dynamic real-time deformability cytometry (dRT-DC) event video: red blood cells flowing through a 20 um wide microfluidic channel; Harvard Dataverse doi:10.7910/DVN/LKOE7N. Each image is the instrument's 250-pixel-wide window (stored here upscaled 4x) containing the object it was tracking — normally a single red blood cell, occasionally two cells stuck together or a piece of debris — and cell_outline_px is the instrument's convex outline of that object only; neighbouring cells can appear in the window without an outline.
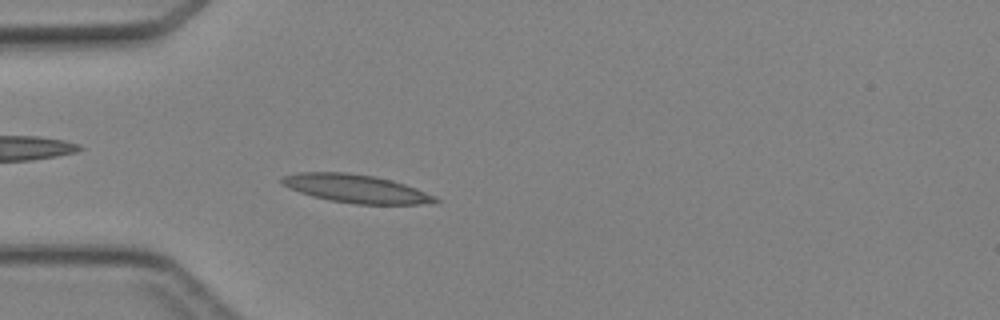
{"species": "Egyptian fruit bat (a non-hibernating species)", "species_latin": "Rousettus aegyptiacus", "temperature_condition": "cold", "stored_images_in_passage": 45, "camera_frame_rate_fps": 3000, "um_per_image_px": 0.085, "animal": {"sex": "female"}, "frame": {"image": 1, "passage_image": 13, "time_ms": 4.0, "image_size_px": [1000, 320], "cell_outline_px": [[440, 200], [432, 204], [356, 204], [332, 200], [312, 196], [300, 192], [280, 184], [280, 180], [284, 176], [296, 172], [348, 172], [376, 176], [392, 180], [416, 188], [436, 196]], "centroid_in_image_um": [30.28, 16.03], "position_along_channel_um": 54.7, "area_um2": 25.32}}
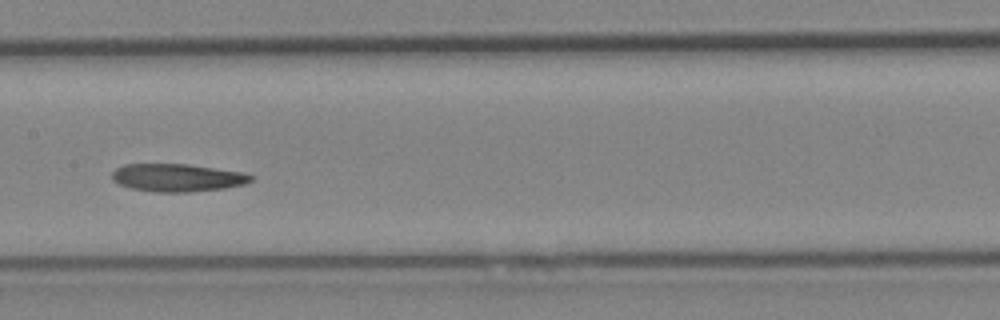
{"frame": {"image": 2, "passage_image": 23, "time_ms": 7.333, "image_size_px": [1000, 320], "cell_outline_px": [[256, 176], [252, 180], [244, 184], [224, 188], [188, 192], [156, 192], [132, 188], [120, 184], [112, 180], [112, 172], [116, 168], [124, 164], [188, 164], [244, 172]], "centroid_in_image_um": [15.1, 15.09], "position_along_channel_um": 192.3, "area_um2": 22.54}}
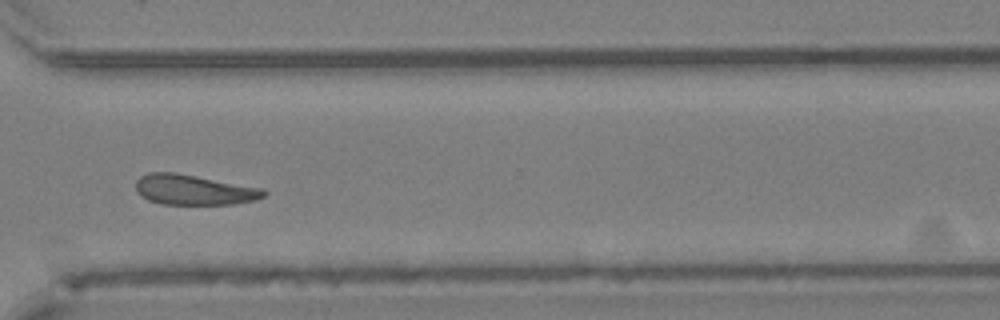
{"frame": {"image": 3, "passage_image": 34, "time_ms": 11.0, "image_size_px": [1000, 320], "cell_outline_px": [[268, 192], [264, 196], [256, 200], [232, 204], [164, 204], [148, 200], [136, 192], [136, 180], [140, 176], [148, 172], [176, 172], [264, 188]], "centroid_in_image_um": [16.49, 16.12], "position_along_channel_um": 354.1, "area_um2": 22.72}}